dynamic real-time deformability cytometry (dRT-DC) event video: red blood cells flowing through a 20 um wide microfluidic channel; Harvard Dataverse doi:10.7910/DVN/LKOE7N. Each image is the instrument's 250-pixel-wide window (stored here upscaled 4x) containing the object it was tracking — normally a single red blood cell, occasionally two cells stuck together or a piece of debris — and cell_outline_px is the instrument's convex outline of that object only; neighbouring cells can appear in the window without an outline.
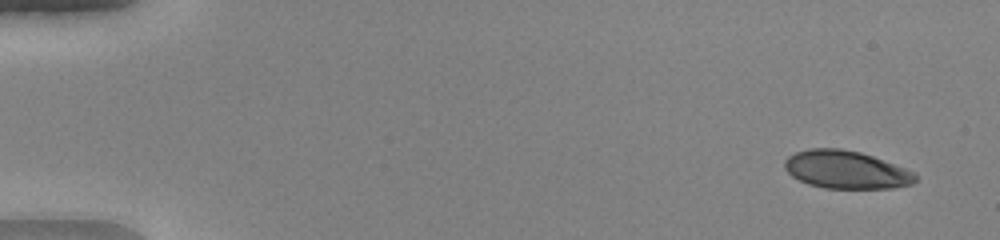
{"species": "human", "species_latin": "Homo sapiens", "temperature_condition": "warm", "stored_images_in_passage": 50, "camera_frame_rate_fps": 3000, "um_per_image_px": 0.085, "donor": {"sex": "female"}, "frame": {"image": 1, "passage_image": 3, "time_ms": 0.667, "image_size_px": [1000, 240], "cell_outline_px": [[916, 180], [912, 184], [892, 188], [824, 188], [808, 184], [792, 176], [784, 168], [784, 160], [788, 156], [796, 152], [808, 148], [840, 148], [860, 152], [872, 156], [916, 172]], "centroid_in_image_um": [71.9, 14.42], "position_along_channel_um": 13.1, "area_um2": 28.9}}
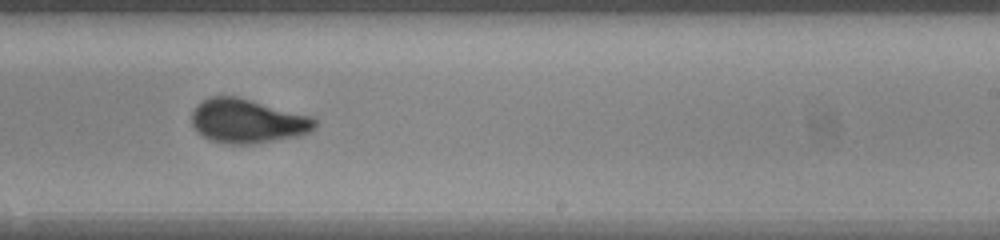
{"frame": {"image": 2, "passage_image": 32, "time_ms": 10.333, "image_size_px": [1000, 240], "cell_outline_px": [[316, 128], [312, 132], [300, 136], [252, 144], [228, 144], [208, 140], [200, 136], [196, 132], [192, 124], [192, 112], [196, 104], [212, 96], [236, 96], [312, 116], [316, 120]], "centroid_in_image_um": [21.03, 10.31], "position_along_channel_um": 268.0, "area_um2": 32.02}}
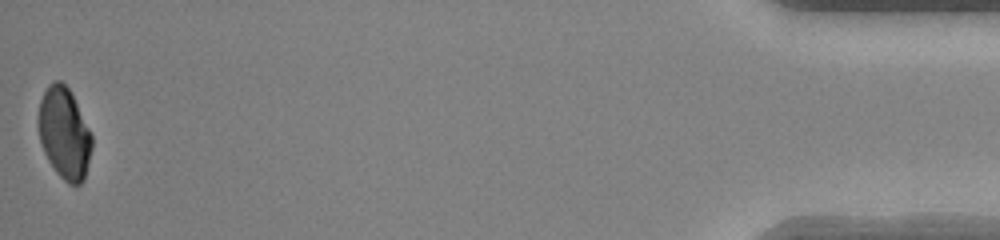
{"frame": {"image": 3, "passage_image": 50, "time_ms": 16.333, "image_size_px": [1000, 240], "cell_outline_px": [[92, 148], [84, 180], [80, 184], [68, 184], [56, 172], [48, 160], [44, 152], [40, 140], [36, 120], [36, 116], [40, 100], [48, 84], [52, 80], [60, 80], [68, 88], [92, 136]], "centroid_in_image_um": [5.43, 11.33], "position_along_channel_um": 429.8, "area_um2": 28.5}, "authors_computed_cell_mechanics": {"area_um2": 30.7496, "velocity_mm_per_s": 4.1559, "shape_relaxation_time_tau1_ms": 4.9916, "shape_relaxation_time_tau2_ms": null, "deformation_change_tau1": 0.1896, "deformation_change_tau2": null}}